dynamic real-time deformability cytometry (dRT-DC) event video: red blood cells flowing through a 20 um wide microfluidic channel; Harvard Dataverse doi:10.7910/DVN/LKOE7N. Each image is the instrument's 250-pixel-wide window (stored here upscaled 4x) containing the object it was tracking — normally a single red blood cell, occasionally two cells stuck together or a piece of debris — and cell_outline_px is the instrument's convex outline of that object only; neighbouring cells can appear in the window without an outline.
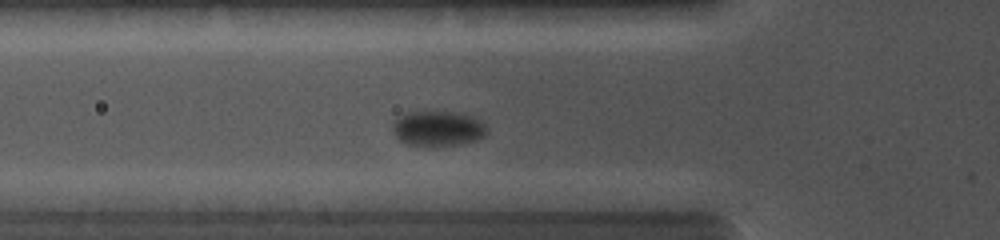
{"species": "common noctule bat (a hibernating species)", "species_latin": "Nyctalus noctula", "temperature_condition": "cold", "stored_images_in_passage": 12, "camera_frame_rate_fps": 5000, "um_per_image_px": 0.085, "animal": {"sex": "female", "body_mass_g": 19.0, "forearm_length_mm": 56.7}, "frame": {"image": 1, "passage_image": 3, "time_ms": 1.2, "image_size_px": [1000, 240], "cell_outline_px": [[488, 132], [484, 136], [476, 140], [460, 144], [408, 144], [400, 140], [392, 132], [392, 124], [396, 116], [404, 112], [428, 108], [456, 112], [472, 116], [480, 120], [488, 128]], "centroid_in_image_um": [37.18, 10.83], "position_along_channel_um": 88.6, "area_um2": 19.88}}
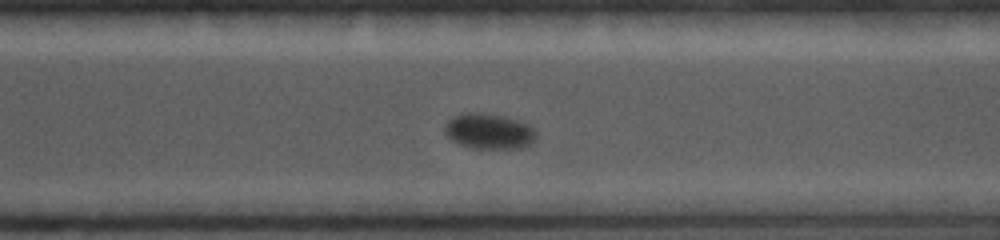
{"frame": {"image": 2, "passage_image": 12, "time_ms": 6.8, "image_size_px": [1000, 240], "cell_outline_px": [[536, 136], [528, 144], [520, 148], [472, 148], [460, 144], [452, 140], [444, 132], [444, 128], [448, 120], [464, 112], [480, 112], [504, 116], [520, 120], [528, 124], [536, 132]], "centroid_in_image_um": [41.55, 11.14], "position_along_channel_um": 329.1, "area_um2": 18.79}}